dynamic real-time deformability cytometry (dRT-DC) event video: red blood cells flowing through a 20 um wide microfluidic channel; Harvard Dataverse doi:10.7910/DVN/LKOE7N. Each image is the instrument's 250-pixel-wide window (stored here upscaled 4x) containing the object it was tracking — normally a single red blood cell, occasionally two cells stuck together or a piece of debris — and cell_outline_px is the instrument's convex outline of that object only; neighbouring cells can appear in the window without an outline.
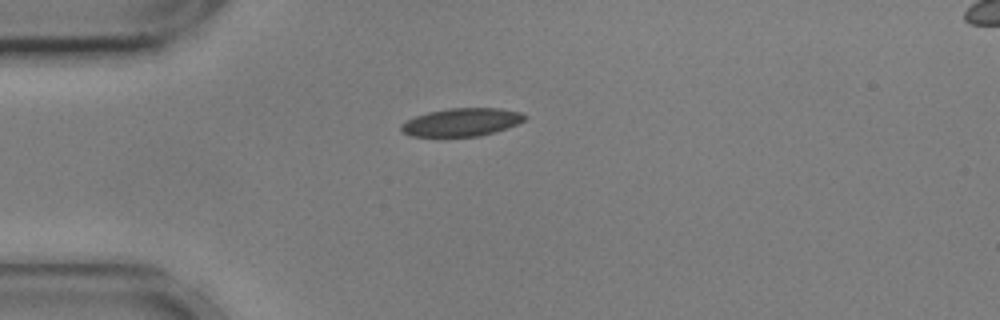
{"species": "common noctule bat (a hibernating species)", "species_latin": "Nyctalus noctula", "temperature_condition": "cold", "stored_images_in_passage": 36, "camera_frame_rate_fps": 3000, "um_per_image_px": 0.085, "animal": {"sex": "male", "body_mass_g": 17.9, "forearm_length_mm": 54.2}, "frame": {"image": 1, "passage_image": 1, "time_ms": 0.0, "image_size_px": [1000, 320], "cell_outline_px": [[528, 116], [524, 120], [508, 128], [496, 132], [480, 136], [412, 136], [400, 132], [400, 124], [416, 116], [428, 112], [452, 108], [500, 108], [520, 112]], "centroid_in_image_um": [39.25, 10.39], "position_along_channel_um": 45.8, "area_um2": 20.17}}
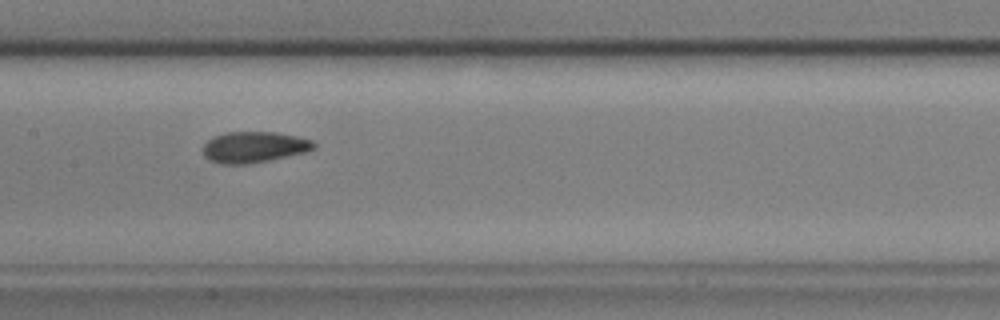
{"frame": {"image": 2, "passage_image": 14, "time_ms": 4.333, "image_size_px": [1000, 320], "cell_outline_px": [[316, 148], [308, 152], [252, 164], [220, 164], [208, 160], [204, 156], [204, 144], [212, 136], [224, 132], [276, 132], [296, 136], [312, 140], [316, 144]], "centroid_in_image_um": [21.6, 12.51], "position_along_channel_um": 185.8, "area_um2": 20.4}}
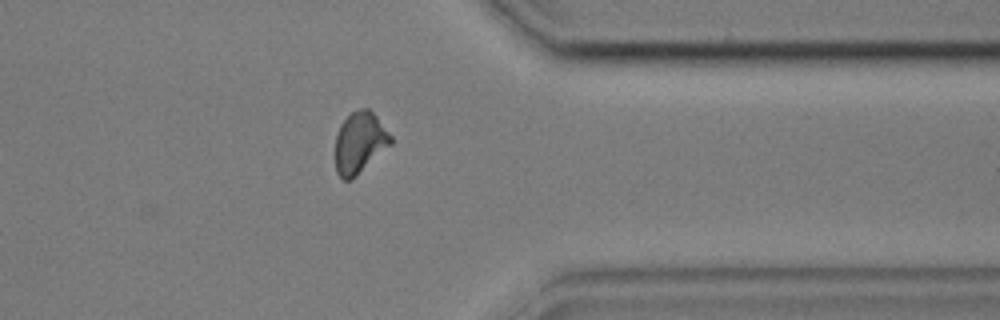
{"frame": {"image": 3, "passage_image": 31, "time_ms": 10.0, "image_size_px": [1000, 320], "cell_outline_px": [[392, 144], [352, 180], [344, 180], [336, 172], [336, 136], [340, 124], [352, 112], [360, 108], [368, 108], [376, 116], [392, 136]], "centroid_in_image_um": [30.58, 12.13], "position_along_channel_um": 380.8, "area_um2": 19.77}, "authors_computed_cell_mechanics": {"area_um2": 20.1144, "velocity_mm_per_s": 3.5934, "shape_relaxation_time_tau1_ms": 4.4948, "shape_relaxation_time_tau2_ms": 1.231, "deformation_change_tau1": 0.1164, "deformation_change_tau2": 0.0463}}